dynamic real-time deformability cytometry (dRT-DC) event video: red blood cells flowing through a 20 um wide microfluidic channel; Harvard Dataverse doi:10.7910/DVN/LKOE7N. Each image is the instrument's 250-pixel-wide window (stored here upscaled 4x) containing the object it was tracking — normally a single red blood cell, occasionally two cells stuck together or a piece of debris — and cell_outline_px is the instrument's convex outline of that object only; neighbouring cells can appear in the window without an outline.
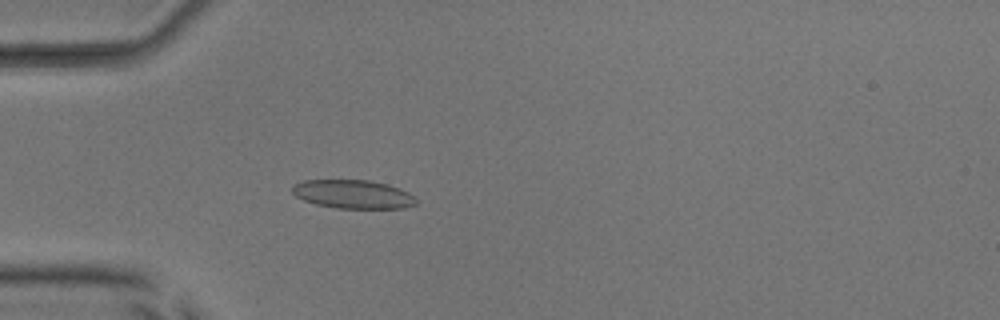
{"species": "common noctule bat (a hibernating species)", "species_latin": "Nyctalus noctula", "temperature_condition": "room temperature", "stored_images_in_passage": 50, "camera_frame_rate_fps": 3000, "um_per_image_px": 0.085, "animal": {"sex": "male", "body_mass_g": 17.9, "forearm_length_mm": 54.2}, "frame": {"image": 1, "passage_image": 16, "time_ms": 5.0, "image_size_px": [1000, 320], "cell_outline_px": [[416, 204], [404, 208], [336, 208], [316, 204], [304, 200], [296, 196], [292, 192], [292, 184], [304, 180], [368, 180], [388, 184], [400, 188], [408, 192], [416, 200]], "centroid_in_image_um": [29.99, 16.5], "position_along_channel_um": 55.0, "area_um2": 20.63}}
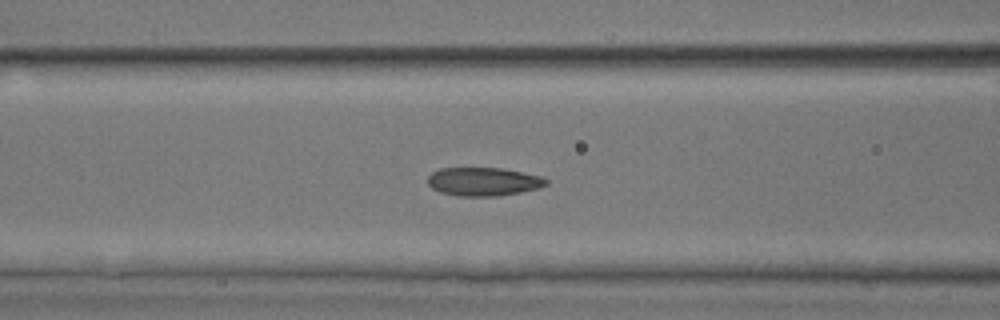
{"frame": {"image": 2, "passage_image": 22, "time_ms": 7.0, "image_size_px": [1000, 320], "cell_outline_px": [[548, 184], [540, 188], [520, 192], [496, 196], [456, 196], [440, 192], [432, 188], [428, 184], [428, 176], [432, 172], [440, 168], [500, 168], [540, 176], [548, 180]], "centroid_in_image_um": [41.07, 15.44], "position_along_channel_um": 125.5, "area_um2": 19.59}}
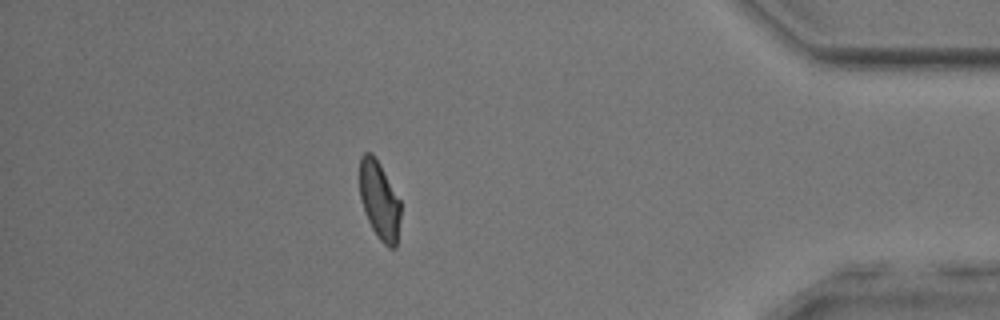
{"frame": {"image": 3, "passage_image": 46, "time_ms": 15.0, "image_size_px": [1000, 320], "cell_outline_px": [[400, 216], [396, 248], [388, 248], [376, 236], [368, 220], [360, 200], [360, 156], [364, 152], [372, 152], [380, 164], [400, 200]], "centroid_in_image_um": [32.24, 17.03], "position_along_channel_um": 403.0, "area_um2": 18.67}, "authors_computed_cell_mechanics": {"area_um2": 19.9121, "velocity_mm_per_s": 3.9721, "shape_relaxation_time_tau1_ms": 4.5544, "shape_relaxation_time_tau2_ms": 1.4346, "deformation_change_tau1": 0.1354, "deformation_change_tau2": 0.0679}}